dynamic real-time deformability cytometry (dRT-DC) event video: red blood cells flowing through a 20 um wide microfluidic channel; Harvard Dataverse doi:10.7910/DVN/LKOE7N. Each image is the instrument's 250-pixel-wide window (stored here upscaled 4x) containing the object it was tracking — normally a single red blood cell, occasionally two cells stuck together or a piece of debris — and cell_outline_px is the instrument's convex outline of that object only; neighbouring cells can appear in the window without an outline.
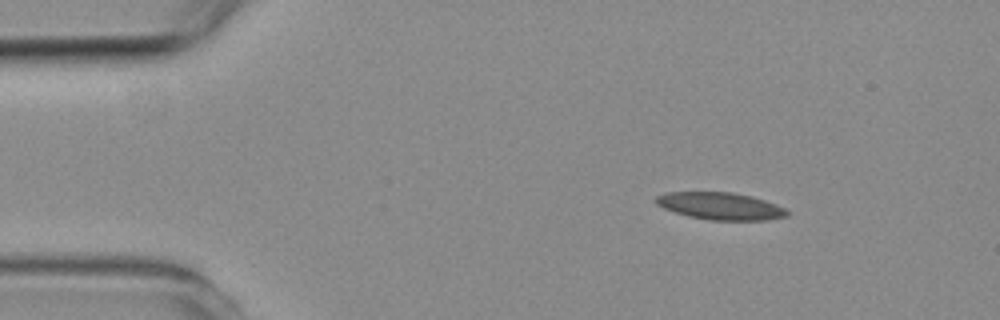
{"species": "common noctule bat (a hibernating species)", "species_latin": "Nyctalus noctula", "temperature_condition": "room temperature", "stored_images_in_passage": 4, "camera_frame_rate_fps": 3000, "um_per_image_px": 0.085, "animal": {"sex": "female", "body_mass_g": 19.3, "forearm_length_mm": 54.1}, "frame": {"image": 1, "passage_image": 2, "time_ms": 1.333, "image_size_px": [1000, 320], "cell_outline_px": [[788, 216], [768, 220], [708, 220], [688, 216], [664, 208], [656, 204], [656, 196], [664, 192], [732, 192], [752, 196], [776, 204], [784, 208], [788, 212]], "centroid_in_image_um": [61.23, 17.51], "position_along_channel_um": 23.8, "area_um2": 20.81}}